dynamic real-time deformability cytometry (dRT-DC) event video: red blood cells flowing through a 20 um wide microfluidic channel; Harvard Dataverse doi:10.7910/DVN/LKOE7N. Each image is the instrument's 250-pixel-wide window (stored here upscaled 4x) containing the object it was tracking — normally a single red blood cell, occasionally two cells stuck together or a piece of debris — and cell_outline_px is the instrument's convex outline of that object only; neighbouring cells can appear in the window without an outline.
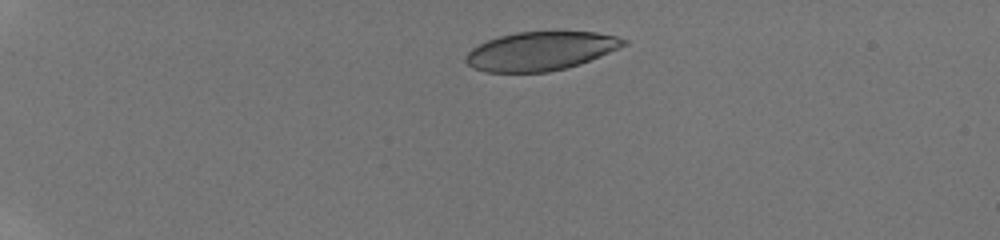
{"species": "human", "species_latin": "Homo sapiens", "temperature_condition": "room temperature", "stored_images_in_passage": 14, "camera_frame_rate_fps": 3000, "um_per_image_px": 0.085, "donor": {"sex": "male"}, "frame": {"image": 1, "passage_image": 1, "time_ms": 0.0, "image_size_px": [1000, 240], "cell_outline_px": [[628, 44], [600, 56], [580, 64], [548, 72], [484, 72], [472, 68], [464, 60], [464, 56], [472, 48], [488, 40], [500, 36], [516, 32], [596, 32], [616, 36], [628, 40]], "centroid_in_image_um": [45.94, 4.34], "position_along_channel_um": 39.1, "area_um2": 35.55}}
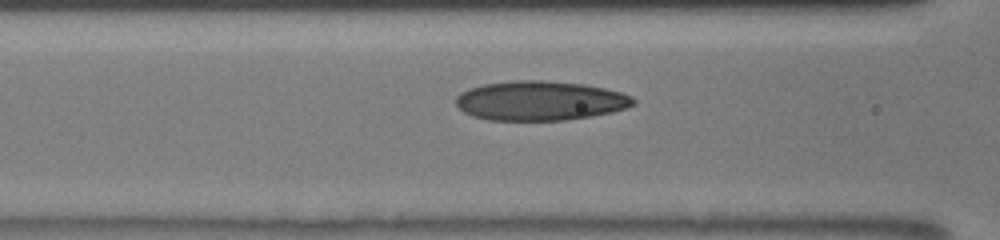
{"frame": {"image": 2, "passage_image": 8, "time_ms": 4.0, "image_size_px": [1000, 240], "cell_outline_px": [[636, 104], [612, 112], [592, 116], [564, 120], [488, 120], [472, 116], [464, 112], [456, 104], [456, 96], [460, 92], [468, 88], [484, 84], [516, 80], [544, 80], [584, 84], [604, 88], [620, 92], [632, 96], [636, 100]], "centroid_in_image_um": [45.9, 8.56], "position_along_channel_um": 120.7, "area_um2": 40.92}}
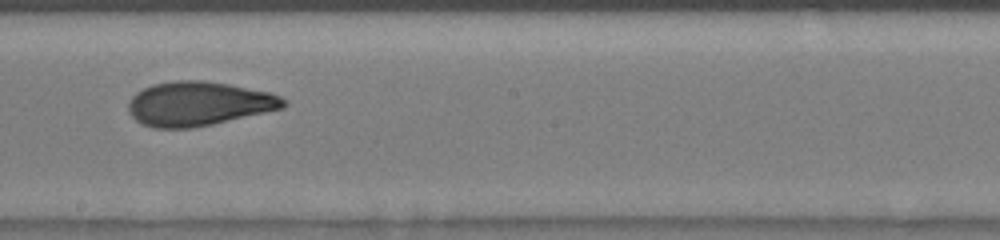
{"frame": {"image": 3, "passage_image": 13, "time_ms": 6.667, "image_size_px": [1000, 240], "cell_outline_px": [[288, 104], [284, 108], [212, 124], [192, 128], [152, 128], [140, 124], [128, 112], [128, 100], [136, 92], [152, 84], [176, 80], [204, 80], [228, 84], [268, 92], [280, 96], [288, 100]], "centroid_in_image_um": [16.86, 8.82], "position_along_channel_um": 231.3, "area_um2": 40.17}}